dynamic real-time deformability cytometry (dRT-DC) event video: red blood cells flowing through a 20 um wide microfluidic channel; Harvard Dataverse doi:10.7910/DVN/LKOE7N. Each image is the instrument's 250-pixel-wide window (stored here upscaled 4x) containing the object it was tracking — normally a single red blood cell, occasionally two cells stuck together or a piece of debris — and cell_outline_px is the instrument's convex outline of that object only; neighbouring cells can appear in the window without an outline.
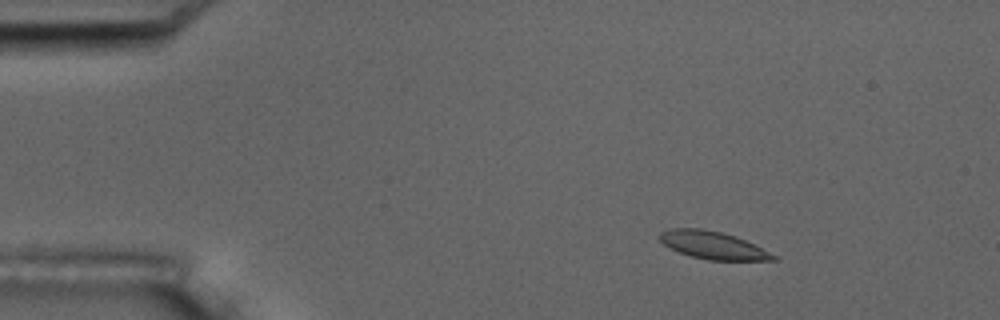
{"species": "common noctule bat (a hibernating species)", "species_latin": "Nyctalus noctula", "temperature_condition": "room temperature", "stored_images_in_passage": 8, "camera_frame_rate_fps": 3000, "um_per_image_px": 0.085, "animal": {"sex": "male", "body_mass_g": 17.5, "forearm_length_mm": 52.3}, "frame": {"image": 1, "passage_image": 3, "time_ms": 2.333, "image_size_px": [1000, 320], "cell_outline_px": [[776, 260], [708, 260], [692, 256], [680, 252], [664, 244], [660, 240], [660, 232], [668, 228], [700, 228], [720, 232], [744, 240], [776, 256]], "centroid_in_image_um": [60.54, 20.84], "position_along_channel_um": 24.5, "area_um2": 17.74}}
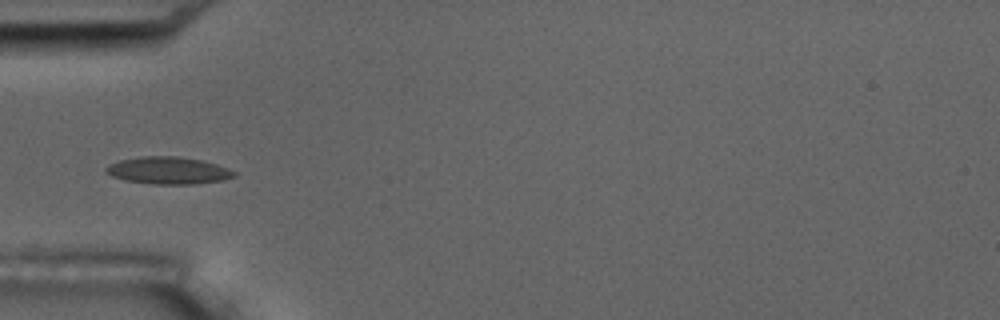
{"frame": {"image": 2, "passage_image": 6, "time_ms": 5.667, "image_size_px": [1000, 320], "cell_outline_px": [[236, 176], [224, 180], [196, 184], [152, 184], [124, 180], [112, 176], [104, 172], [104, 168], [108, 164], [120, 160], [144, 156], [180, 156], [200, 160], [216, 164], [228, 168], [236, 172]], "centroid_in_image_um": [14.29, 14.49], "position_along_channel_um": 70.7, "area_um2": 20.46}}